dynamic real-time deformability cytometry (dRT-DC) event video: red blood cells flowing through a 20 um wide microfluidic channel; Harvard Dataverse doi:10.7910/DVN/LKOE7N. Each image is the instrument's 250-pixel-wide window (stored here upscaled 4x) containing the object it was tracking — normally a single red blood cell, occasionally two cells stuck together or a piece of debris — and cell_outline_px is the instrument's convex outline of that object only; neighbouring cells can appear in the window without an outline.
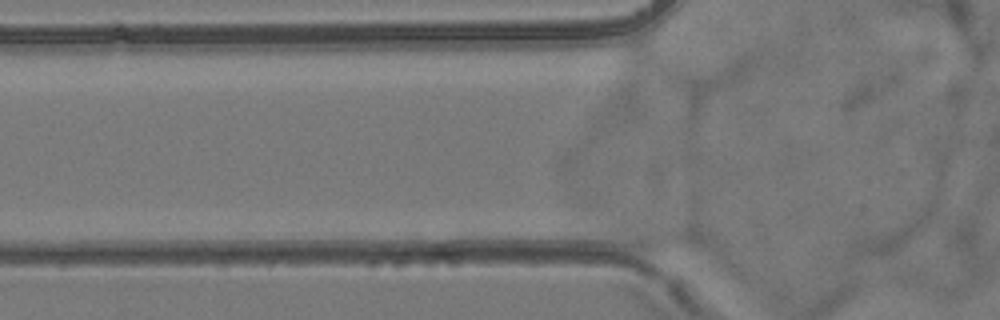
{"species": "common noctule bat (a hibernating species)", "species_latin": "Nyctalus noctula", "temperature_condition": "room temperature", "stored_images_in_passage": 2, "camera_frame_rate_fps": 3000, "um_per_image_px": 0.085, "animal": {"sex": "female", "body_mass_g": 24.6, "forearm_length_mm": 56.2}, "frame": {"image": 1, "passage_image": 2, "time_ms": 0.333, "image_size_px": [1000, 320], "cell_outline_px": [[704, 244], [700, 248], [636, 248], [624, 244], [612, 228], [692, 228], [700, 236]], "centroid_in_image_um": [56.09, 20.21], "position_along_channel_um": 69.7, "area_um2": 11.44}}